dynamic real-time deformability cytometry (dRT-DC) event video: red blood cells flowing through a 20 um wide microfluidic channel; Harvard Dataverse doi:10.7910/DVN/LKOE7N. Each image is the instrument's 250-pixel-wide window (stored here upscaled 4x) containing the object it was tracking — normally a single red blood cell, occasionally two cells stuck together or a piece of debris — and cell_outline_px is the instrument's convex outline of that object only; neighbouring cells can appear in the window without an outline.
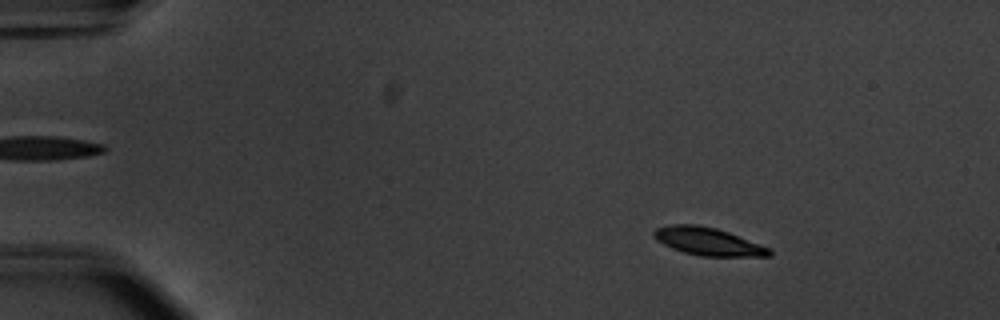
{"species": "common noctule bat (a hibernating species)", "species_latin": "Nyctalus noctula", "temperature_condition": "warm", "stored_images_in_passage": 55, "camera_frame_rate_fps": 3000, "um_per_image_px": 0.085, "animal": {"sex": "male", "body_mass_g": 20.1, "forearm_length_mm": 53.5}, "frame": {"image": 1, "passage_image": 8, "time_ms": 2.333, "image_size_px": [1000, 320], "cell_outline_px": [[772, 256], [700, 256], [684, 252], [672, 248], [656, 240], [652, 236], [652, 232], [656, 228], [668, 224], [696, 224], [716, 228], [728, 232], [768, 248], [772, 252]], "centroid_in_image_um": [60.11, 20.51], "position_along_channel_um": 24.9, "area_um2": 18.55}}
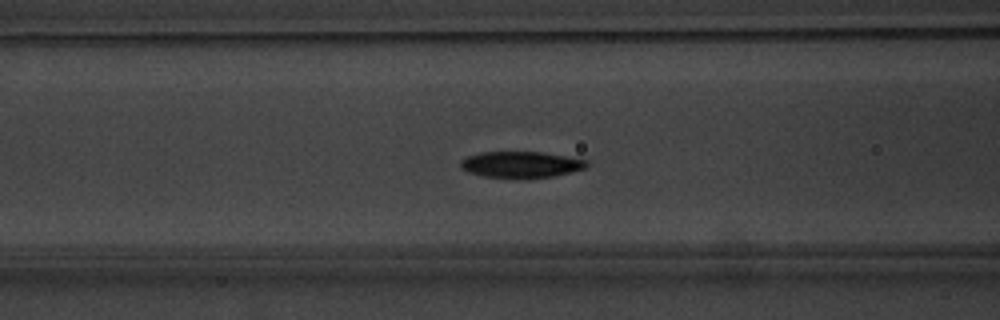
{"frame": {"image": 2, "passage_image": 23, "time_ms": 7.333, "image_size_px": [1000, 320], "cell_outline_px": [[588, 164], [584, 168], [572, 172], [556, 176], [484, 176], [468, 172], [460, 168], [460, 160], [468, 156], [480, 152], [544, 152], [588, 160]], "centroid_in_image_um": [44.29, 13.95], "position_along_channel_um": 122.3, "area_um2": 18.79}}
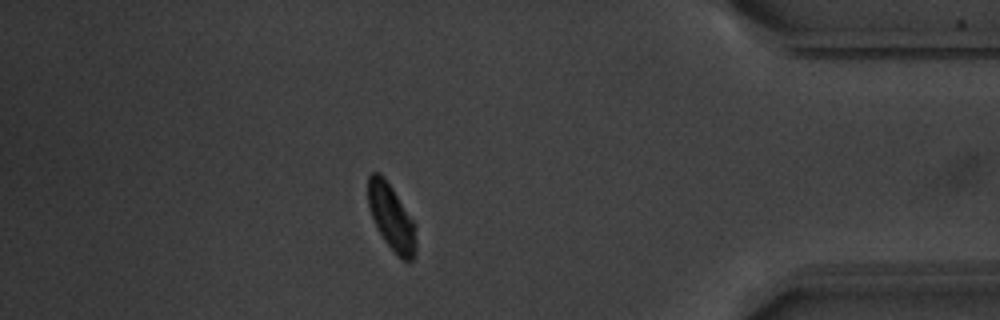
{"frame": {"image": 3, "passage_image": 48, "time_ms": 15.667, "image_size_px": [1000, 320], "cell_outline_px": [[416, 252], [412, 260], [404, 260], [384, 240], [372, 216], [368, 204], [368, 176], [372, 172], [380, 172], [384, 176], [416, 224]], "centroid_in_image_um": [33.29, 18.43], "position_along_channel_um": 401.9, "area_um2": 18.15}, "authors_computed_cell_mechanics": {"area_um2": 18.9584, "velocity_mm_per_s": 3.7521, "shape_relaxation_time_tau1_ms": 6.1063, "shape_relaxation_time_tau2_ms": 2.8213, "deformation_change_tau1": 0.2574, "deformation_change_tau2": 0.0469}}